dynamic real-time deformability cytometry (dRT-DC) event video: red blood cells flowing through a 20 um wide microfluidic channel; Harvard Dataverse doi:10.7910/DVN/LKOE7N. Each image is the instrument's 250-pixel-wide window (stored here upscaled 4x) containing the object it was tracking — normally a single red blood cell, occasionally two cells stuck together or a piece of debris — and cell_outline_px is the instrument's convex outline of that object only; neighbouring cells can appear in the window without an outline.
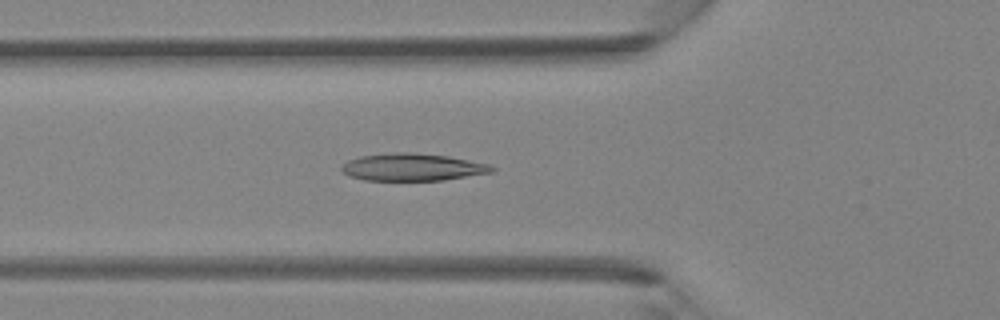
{"species": "Egyptian fruit bat (a non-hibernating species)", "species_latin": "Rousettus aegyptiacus", "temperature_condition": "room temperature", "stored_images_in_passage": 34, "camera_frame_rate_fps": 3000, "um_per_image_px": 0.085, "animal": {"sex": "female"}, "frame": {"image": 1, "passage_image": 5, "time_ms": 1.333, "image_size_px": [1000, 320], "cell_outline_px": [[496, 168], [492, 172], [444, 180], [364, 180], [348, 176], [340, 168], [348, 160], [360, 156], [396, 152], [408, 152], [448, 156], [492, 164]], "centroid_in_image_um": [35.08, 14.2], "position_along_channel_um": 90.7, "area_um2": 23.93}}
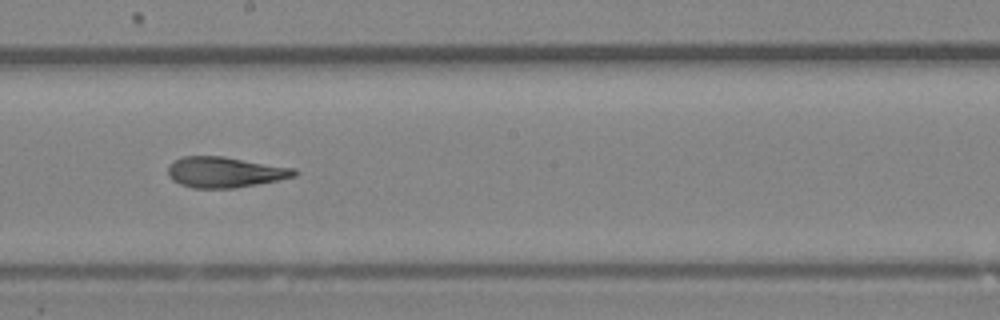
{"frame": {"image": 2, "passage_image": 14, "time_ms": 4.333, "image_size_px": [1000, 320], "cell_outline_px": [[300, 172], [296, 176], [236, 188], [192, 188], [180, 184], [172, 180], [168, 176], [168, 164], [184, 156], [224, 156], [296, 168]], "centroid_in_image_um": [19.13, 14.63], "position_along_channel_um": 229.1, "area_um2": 22.72}}
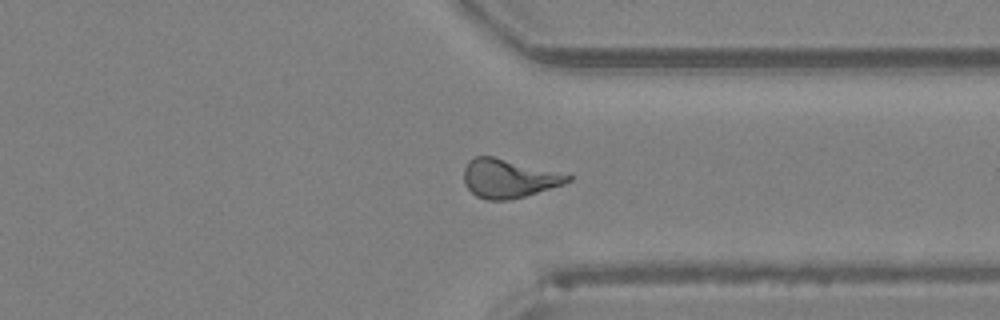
{"frame": {"image": 3, "passage_image": 23, "time_ms": 7.333, "image_size_px": [1000, 320], "cell_outline_px": [[572, 180], [564, 184], [524, 196], [508, 200], [488, 200], [476, 196], [464, 184], [464, 168], [468, 160], [476, 156], [492, 156], [572, 176]], "centroid_in_image_um": [43.18, 15.17], "position_along_channel_um": 368.2, "area_um2": 23.0}}